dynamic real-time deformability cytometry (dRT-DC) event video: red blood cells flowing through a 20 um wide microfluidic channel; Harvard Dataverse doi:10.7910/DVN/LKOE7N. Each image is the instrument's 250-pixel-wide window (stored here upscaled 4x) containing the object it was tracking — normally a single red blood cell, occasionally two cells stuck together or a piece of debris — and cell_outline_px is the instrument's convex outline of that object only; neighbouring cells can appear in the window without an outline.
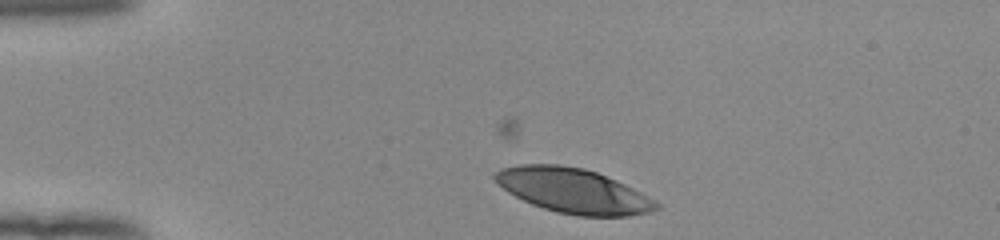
{"species": "human", "species_latin": "Homo sapiens", "temperature_condition": "room temperature", "stored_images_in_passage": 25, "camera_frame_rate_fps": 3000, "um_per_image_px": 0.085, "donor": {"sex": "female"}, "frame": {"image": 1, "passage_image": 1, "time_ms": 0.0, "image_size_px": [1000, 240], "cell_outline_px": [[660, 208], [648, 212], [628, 216], [576, 216], [556, 212], [532, 204], [508, 192], [492, 176], [500, 168], [520, 164], [556, 164], [584, 168], [596, 172], [616, 180], [640, 192], [660, 204]], "centroid_in_image_um": [48.72, 16.21], "position_along_channel_um": 36.3, "area_um2": 41.67}}
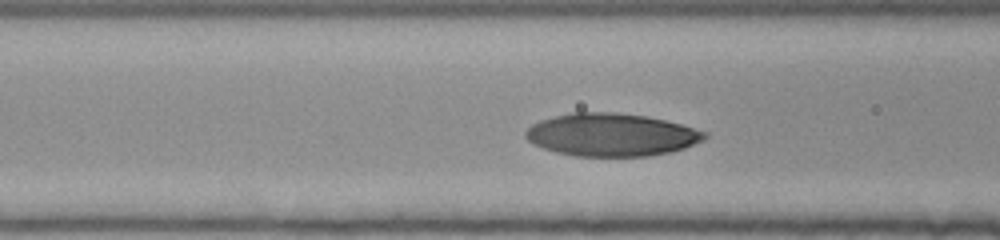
{"frame": {"image": 2, "passage_image": 11, "time_ms": 3.333, "image_size_px": [1000, 240], "cell_outline_px": [[708, 136], [704, 140], [684, 148], [672, 152], [648, 156], [576, 156], [556, 152], [532, 144], [524, 136], [524, 132], [532, 124], [540, 120], [572, 112], [616, 112], [648, 116], [680, 124], [708, 132]], "centroid_in_image_um": [51.97, 11.45], "position_along_channel_um": 114.6, "area_um2": 44.8}}
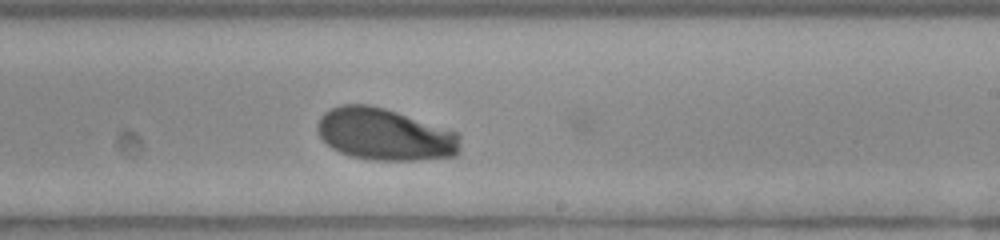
{"frame": {"image": 3, "passage_image": 22, "time_ms": 7.0, "image_size_px": [1000, 240], "cell_outline_px": [[460, 152], [456, 156], [420, 160], [368, 160], [352, 156], [340, 152], [332, 148], [320, 136], [316, 128], [320, 116], [324, 112], [340, 104], [368, 104], [384, 108], [456, 132], [460, 136]], "centroid_in_image_um": [32.7, 11.43], "position_along_channel_um": 256.3, "area_um2": 43.18}}